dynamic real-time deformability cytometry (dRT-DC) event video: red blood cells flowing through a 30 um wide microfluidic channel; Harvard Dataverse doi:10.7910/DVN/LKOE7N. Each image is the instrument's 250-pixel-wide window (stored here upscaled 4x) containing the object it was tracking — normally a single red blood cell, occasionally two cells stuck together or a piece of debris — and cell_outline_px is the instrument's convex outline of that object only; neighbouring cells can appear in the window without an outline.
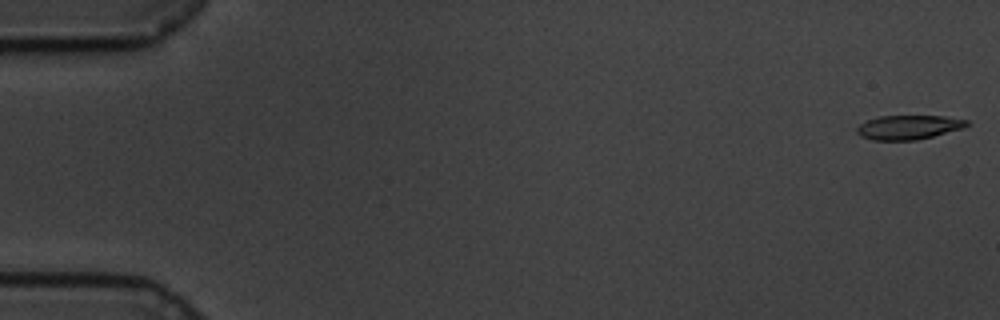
{"species": "common noctule bat (a hibernating species)", "species_latin": "Nyctalus noctula", "temperature_condition": "cold", "stored_images_in_passage": 18, "camera_frame_rate_fps": 3000, "um_per_image_px": 0.085, "animal": {"sex": "male", "body_mass_g": 19.5, "forearm_length_mm": 54.6}, "frame": {"image": 1, "passage_image": 1, "time_ms": 0.0, "image_size_px": [1000, 320], "cell_outline_px": [[968, 124], [964, 128], [916, 140], [872, 140], [860, 136], [856, 132], [856, 128], [860, 124], [868, 120], [880, 116], [944, 116], [968, 120]], "centroid_in_image_um": [77.21, 10.82], "position_along_channel_um": 7.8, "area_um2": 15.43}}
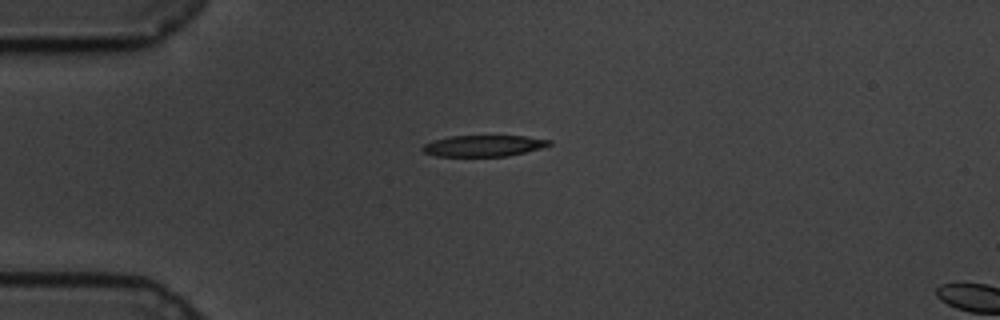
{"frame": {"image": 2, "passage_image": 15, "time_ms": 4.667, "image_size_px": [1000, 320], "cell_outline_px": [[552, 144], [540, 148], [508, 156], [436, 156], [424, 152], [420, 148], [424, 144], [432, 140], [448, 136], [524, 136], [552, 140]], "centroid_in_image_um": [41.07, 12.39], "position_along_channel_um": 43.9, "area_um2": 15.66}}